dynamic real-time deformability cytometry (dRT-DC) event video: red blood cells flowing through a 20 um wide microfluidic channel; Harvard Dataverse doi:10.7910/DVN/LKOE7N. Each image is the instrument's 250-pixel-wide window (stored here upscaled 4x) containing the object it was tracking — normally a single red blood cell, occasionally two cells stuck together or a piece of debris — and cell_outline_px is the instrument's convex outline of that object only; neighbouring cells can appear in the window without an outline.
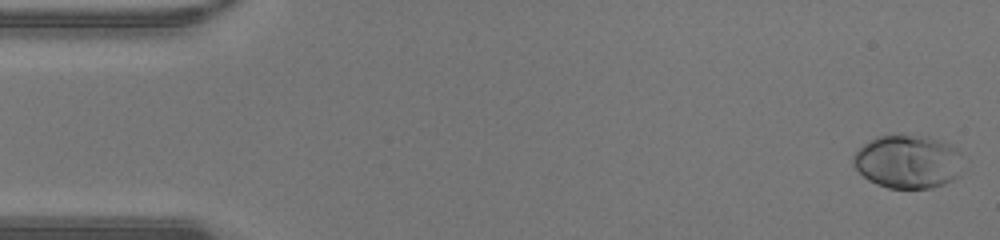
{"species": "human", "species_latin": "Homo sapiens", "temperature_condition": "warm", "stored_images_in_passage": 46, "camera_frame_rate_fps": 3000, "um_per_image_px": 0.085, "donor": {"sex": "male"}, "frame": {"image": 1, "passage_image": 1, "time_ms": 0.0, "image_size_px": [1000, 240], "cell_outline_px": [[960, 176], [944, 184], [932, 188], [888, 188], [876, 184], [868, 180], [852, 164], [852, 156], [864, 144], [880, 136], [928, 136], [952, 144], [960, 152]], "centroid_in_image_um": [77.18, 13.76], "position_along_channel_um": 7.8, "area_um2": 34.04}}
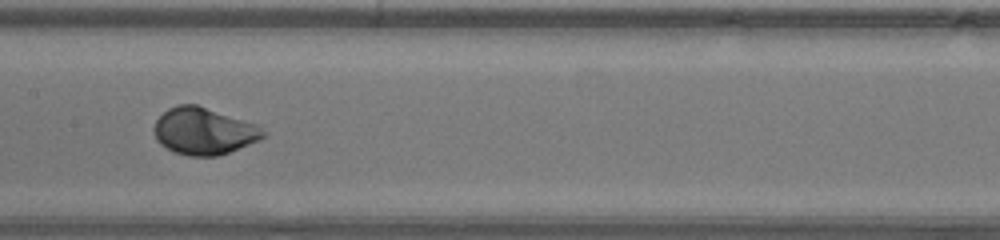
{"frame": {"image": 2, "passage_image": 23, "time_ms": 7.333, "image_size_px": [1000, 240], "cell_outline_px": [[268, 136], [260, 140], [228, 152], [216, 156], [188, 156], [172, 152], [160, 144], [156, 140], [156, 120], [168, 108], [176, 104], [196, 104], [260, 124], [268, 132]], "centroid_in_image_um": [17.4, 11.14], "position_along_channel_um": 190.0, "area_um2": 30.23}}
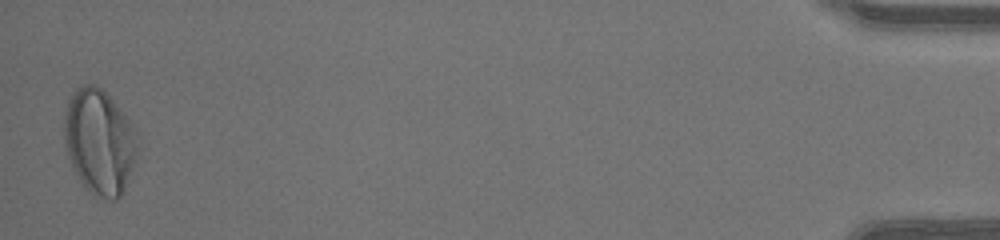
{"frame": {"image": 3, "passage_image": 46, "time_ms": 15.0, "image_size_px": [1000, 240], "cell_outline_px": [[140, 152], [124, 192], [116, 200], [108, 200], [88, 192], [84, 188], [68, 156], [64, 140], [64, 116], [68, 100], [72, 92], [80, 84], [96, 84], [120, 108], [140, 132]], "centroid_in_image_um": [8.51, 12.05], "position_along_channel_um": 426.7, "area_um2": 46.07}, "authors_computed_cell_mechanics": {"area_um2": 30.056, "velocity_mm_per_s": 4.415, "shape_relaxation_time_tau1_ms": 2.3387, "shape_relaxation_time_tau2_ms": null, "deformation_change_tau1": 0.1675, "deformation_change_tau2": null}}